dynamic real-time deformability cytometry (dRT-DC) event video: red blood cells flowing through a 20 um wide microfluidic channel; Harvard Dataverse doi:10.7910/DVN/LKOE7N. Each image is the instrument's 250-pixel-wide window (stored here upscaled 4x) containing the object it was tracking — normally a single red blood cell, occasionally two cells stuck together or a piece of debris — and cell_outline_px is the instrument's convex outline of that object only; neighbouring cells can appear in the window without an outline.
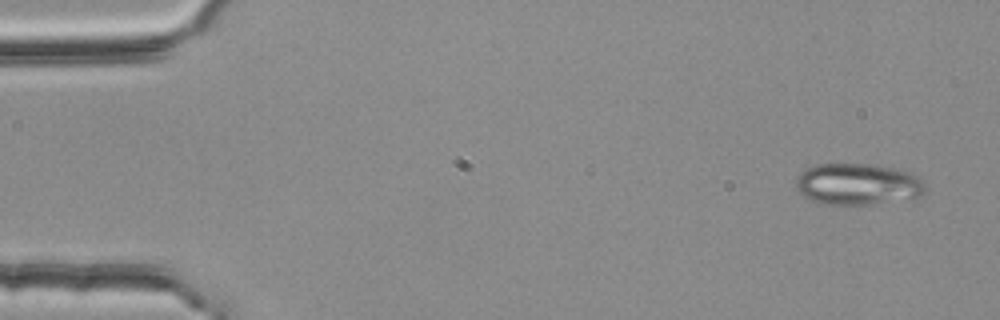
{"species": "common noctule bat (a hibernating species)", "species_latin": "Nyctalus noctula", "temperature_condition": "room temperature", "stored_images_in_passage": 4, "camera_frame_rate_fps": 3000, "um_per_image_px": 0.085, "animal": {"sex": "female", "body_mass_g": 25.1}, "frame": {"image": 1, "passage_image": 1, "time_ms": 0.0, "image_size_px": [1000, 320], "cell_outline_px": [[924, 192], [920, 196], [912, 200], [868, 204], [820, 204], [804, 196], [796, 188], [796, 180], [800, 172], [804, 168], [816, 164], [868, 164], [900, 168], [920, 176], [924, 184]], "centroid_in_image_um": [72.95, 15.65], "position_along_channel_um": 12.1, "area_um2": 31.79}}